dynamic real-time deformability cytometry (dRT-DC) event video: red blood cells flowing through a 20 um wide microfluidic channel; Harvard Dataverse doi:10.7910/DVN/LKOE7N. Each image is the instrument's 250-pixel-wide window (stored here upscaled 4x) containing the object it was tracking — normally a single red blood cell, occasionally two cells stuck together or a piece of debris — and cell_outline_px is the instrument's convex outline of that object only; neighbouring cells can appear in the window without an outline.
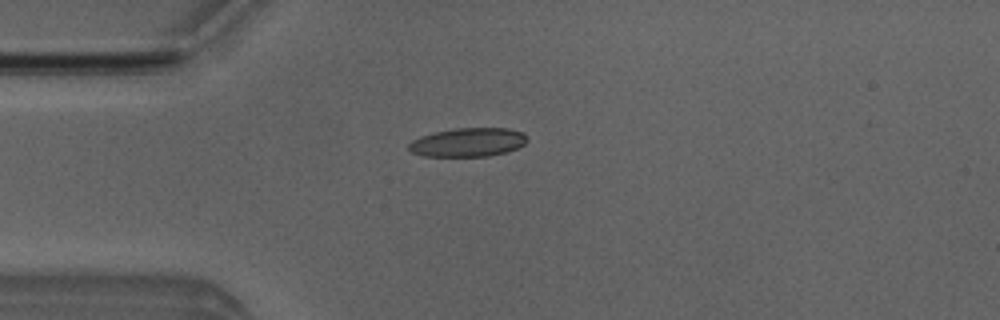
{"species": "Egyptian fruit bat (a non-hibernating species)", "species_latin": "Rousettus aegyptiacus", "temperature_condition": "room temperature", "stored_images_in_passage": 4, "camera_frame_rate_fps": 3000, "um_per_image_px": 0.085, "animal": {"sex": "male"}, "frame": {"image": 1, "passage_image": 3, "time_ms": 3.333, "image_size_px": [1000, 320], "cell_outline_px": [[528, 140], [524, 144], [516, 148], [504, 152], [488, 156], [424, 156], [412, 152], [408, 148], [408, 144], [412, 140], [420, 136], [452, 128], [508, 128], [524, 132], [528, 136]], "centroid_in_image_um": [39.79, 12.08], "position_along_channel_um": 45.2, "area_um2": 19.88}}